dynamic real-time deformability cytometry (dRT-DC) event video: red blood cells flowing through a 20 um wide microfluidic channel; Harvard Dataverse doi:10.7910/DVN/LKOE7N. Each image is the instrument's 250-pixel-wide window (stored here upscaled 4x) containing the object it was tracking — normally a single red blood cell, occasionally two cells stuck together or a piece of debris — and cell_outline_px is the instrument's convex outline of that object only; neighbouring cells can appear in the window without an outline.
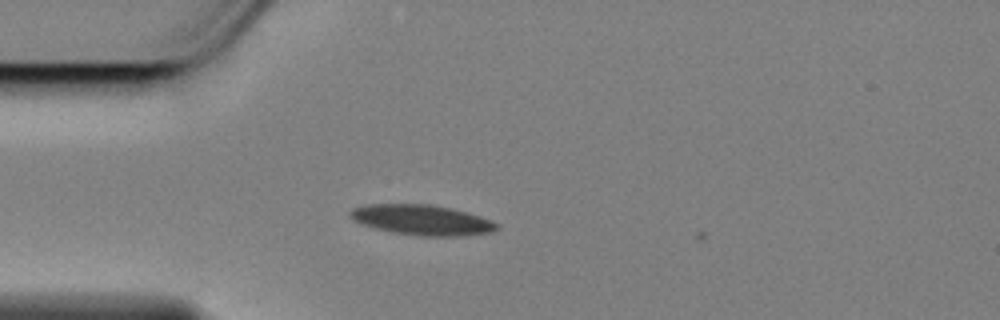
{"species": "Egyptian fruit bat (a non-hibernating species)", "species_latin": "Rousettus aegyptiacus", "temperature_condition": "cold", "stored_images_in_passage": 4, "camera_frame_rate_fps": 3000, "um_per_image_px": 0.085, "animal": {"sex": "female"}, "frame": {"image": 1, "passage_image": 3, "time_ms": 0.667, "image_size_px": [1000, 320], "cell_outline_px": [[500, 228], [492, 232], [464, 236], [416, 236], [392, 232], [372, 228], [360, 224], [352, 220], [348, 216], [348, 212], [352, 208], [364, 204], [432, 204], [452, 208], [468, 212], [492, 220], [500, 224]], "centroid_in_image_um": [35.85, 18.7], "position_along_channel_um": 49.2, "area_um2": 26.53}}